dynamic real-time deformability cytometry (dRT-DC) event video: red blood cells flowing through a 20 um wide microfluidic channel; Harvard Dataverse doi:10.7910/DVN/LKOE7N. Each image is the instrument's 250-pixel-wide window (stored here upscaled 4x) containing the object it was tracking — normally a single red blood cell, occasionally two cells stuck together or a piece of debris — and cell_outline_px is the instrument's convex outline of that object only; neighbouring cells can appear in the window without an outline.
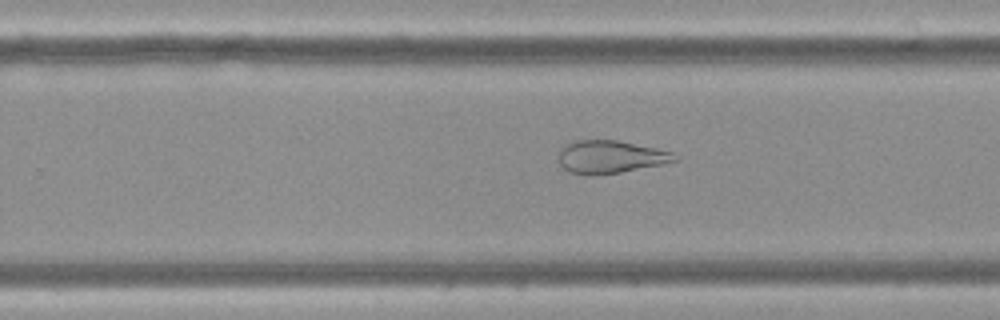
{"species": "Egyptian fruit bat (a non-hibernating species)", "species_latin": "Rousettus aegyptiacus", "temperature_condition": "cold", "stored_images_in_passage": 58, "camera_frame_rate_fps": 3000, "um_per_image_px": 0.085, "frame": {"image": 1, "passage_image": 37, "time_ms": 12.0, "image_size_px": [1000, 320], "cell_outline_px": [[680, 160], [620, 172], [592, 176], [588, 176], [568, 172], [560, 164], [560, 148], [564, 144], [576, 140], [616, 140], [656, 148], [672, 152], [680, 156]], "centroid_in_image_um": [51.87, 13.34], "position_along_channel_um": 277.9, "area_um2": 22.25}}
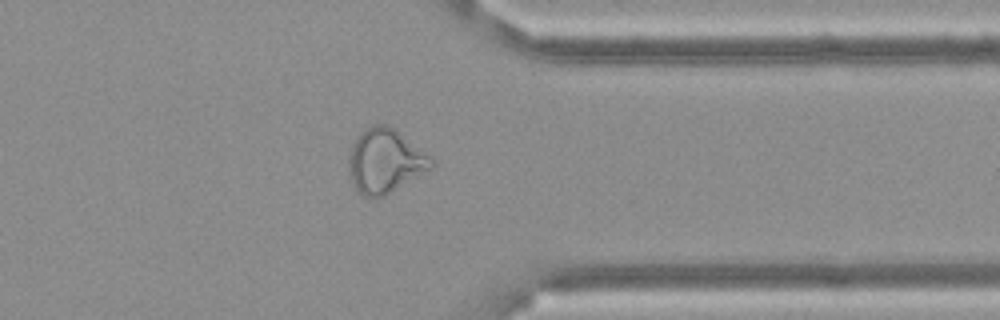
{"frame": {"image": 2, "passage_image": 46, "time_ms": 15.0, "image_size_px": [1000, 320], "cell_outline_px": [[436, 164], [432, 168], [384, 196], [364, 196], [352, 184], [348, 172], [348, 156], [352, 144], [360, 132], [368, 124], [388, 124], [396, 128], [432, 156], [436, 160]], "centroid_in_image_um": [32.75, 13.63], "position_along_channel_um": 378.6, "area_um2": 31.44}}
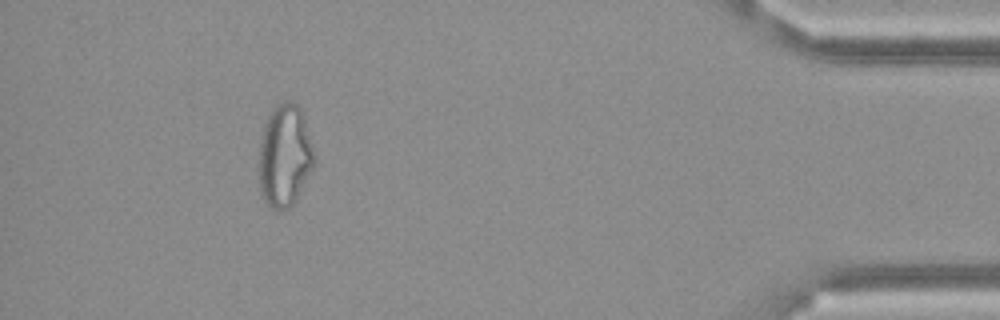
{"frame": {"image": 3, "passage_image": 53, "time_ms": 17.333, "image_size_px": [1000, 320], "cell_outline_px": [[316, 164], [296, 200], [288, 208], [272, 208], [260, 196], [260, 140], [264, 124], [272, 108], [276, 104], [288, 100], [296, 104], [304, 112], [316, 156]], "centroid_in_image_um": [24.24, 13.2], "position_along_channel_um": 411.0, "area_um2": 33.47}}